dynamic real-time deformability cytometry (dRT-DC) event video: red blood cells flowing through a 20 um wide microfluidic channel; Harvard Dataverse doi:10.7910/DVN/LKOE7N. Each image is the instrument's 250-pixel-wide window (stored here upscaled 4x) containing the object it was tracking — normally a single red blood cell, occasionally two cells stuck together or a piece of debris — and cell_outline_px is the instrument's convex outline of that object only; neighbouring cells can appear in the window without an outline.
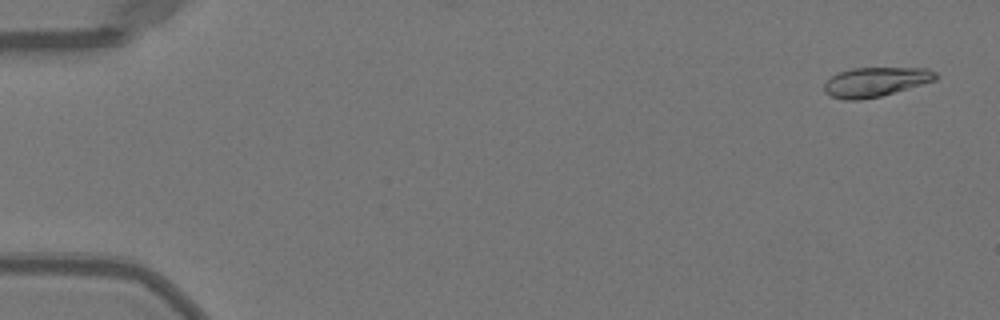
{"species": "Egyptian fruit bat (a non-hibernating species)", "species_latin": "Rousettus aegyptiacus", "temperature_condition": "warm", "stored_images_in_passage": 7, "camera_frame_rate_fps": 3000, "um_per_image_px": 0.085, "animal": {"sex": "female"}, "frame": {"image": 1, "passage_image": 2, "time_ms": 0.333, "image_size_px": [1000, 320], "cell_outline_px": [[940, 76], [936, 80], [880, 96], [860, 100], [844, 100], [832, 96], [824, 92], [824, 84], [832, 76], [840, 72], [852, 68], [928, 68], [936, 72]], "centroid_in_image_um": [74.44, 6.96], "position_along_channel_um": 10.6, "area_um2": 19.02}}